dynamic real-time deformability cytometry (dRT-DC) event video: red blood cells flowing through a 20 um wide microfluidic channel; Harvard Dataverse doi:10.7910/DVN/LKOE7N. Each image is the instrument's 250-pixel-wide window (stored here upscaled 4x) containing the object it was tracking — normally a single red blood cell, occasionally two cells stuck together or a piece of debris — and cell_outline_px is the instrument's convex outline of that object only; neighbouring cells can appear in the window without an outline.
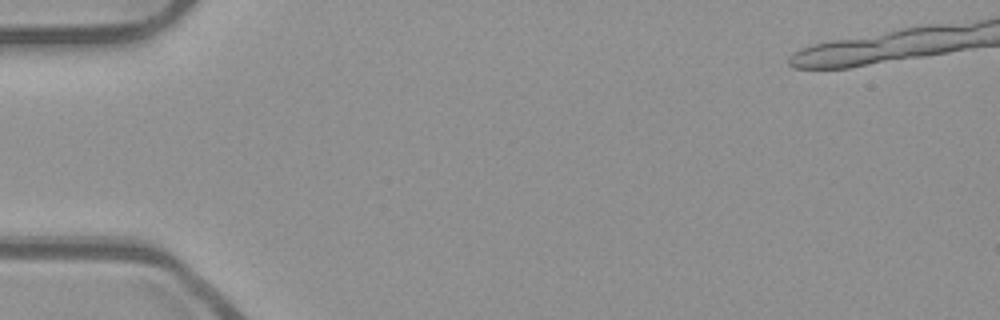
{"species": "common noctule bat (a hibernating species)", "species_latin": "Nyctalus noctula", "temperature_condition": "room temperature", "stored_images_in_passage": 4, "camera_frame_rate_fps": 3000, "um_per_image_px": 0.085, "animal": {"sex": "male", "body_mass_g": 23.1, "forearm_length_mm": 52.7}, "frame": {"image": 1, "passage_image": 1, "time_ms": 0.0, "image_size_px": [1000, 320], "cell_outline_px": [[900, 56], [840, 68], [804, 68], [824, 44], [872, 44]], "centroid_in_image_um": [72.05, 4.73], "position_along_channel_um": 12.9, "area_um2": 11.1}}